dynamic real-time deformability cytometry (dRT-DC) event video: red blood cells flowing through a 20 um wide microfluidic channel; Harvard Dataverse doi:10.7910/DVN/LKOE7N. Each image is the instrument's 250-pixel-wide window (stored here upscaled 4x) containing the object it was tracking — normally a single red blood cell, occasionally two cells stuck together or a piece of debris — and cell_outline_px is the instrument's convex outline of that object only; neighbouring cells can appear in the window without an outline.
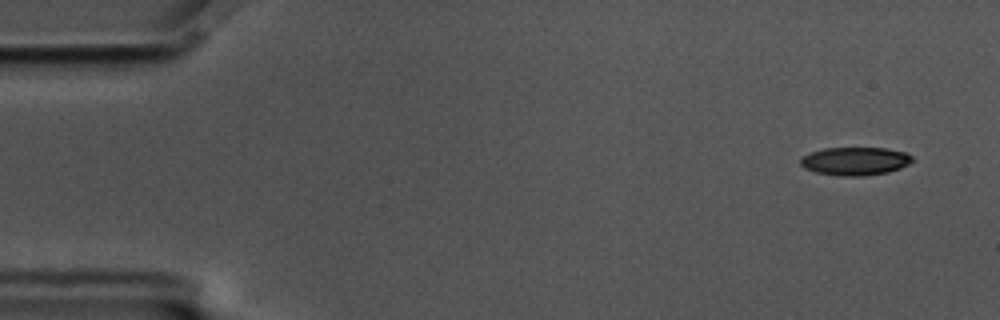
{"species": "common noctule bat (a hibernating species)", "species_latin": "Nyctalus noctula", "temperature_condition": "cold", "stored_images_in_passage": 55, "camera_frame_rate_fps": 3000, "um_per_image_px": 0.085, "animal": {"sex": "male", "body_mass_g": 17.5, "forearm_length_mm": 52.3}, "frame": {"image": 1, "passage_image": 1, "time_ms": 0.0, "image_size_px": [1000, 320], "cell_outline_px": [[916, 160], [900, 168], [888, 172], [864, 176], [840, 176], [816, 172], [804, 168], [800, 164], [800, 156], [824, 148], [884, 148], [904, 152], [912, 156]], "centroid_in_image_um": [72.68, 13.7], "position_along_channel_um": 12.3, "area_um2": 18.44}}
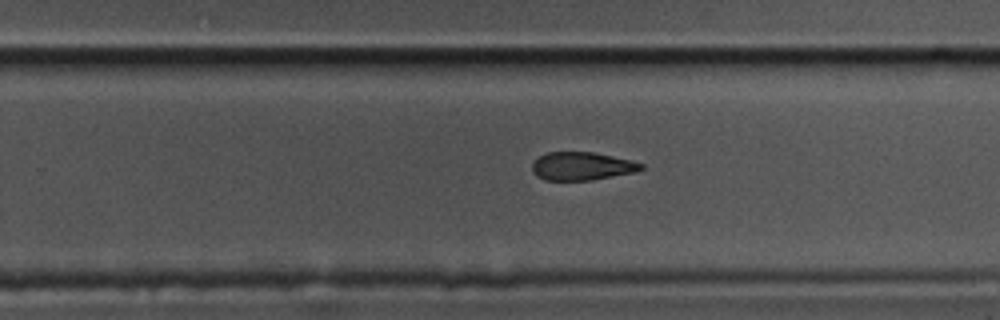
{"frame": {"image": 2, "passage_image": 34, "time_ms": 11.0, "image_size_px": [1000, 320], "cell_outline_px": [[644, 168], [636, 172], [592, 180], [544, 180], [536, 176], [532, 172], [532, 164], [540, 156], [548, 152], [592, 152], [612, 156], [644, 164]], "centroid_in_image_um": [49.45, 14.13], "position_along_channel_um": 280.4, "area_um2": 17.8}}
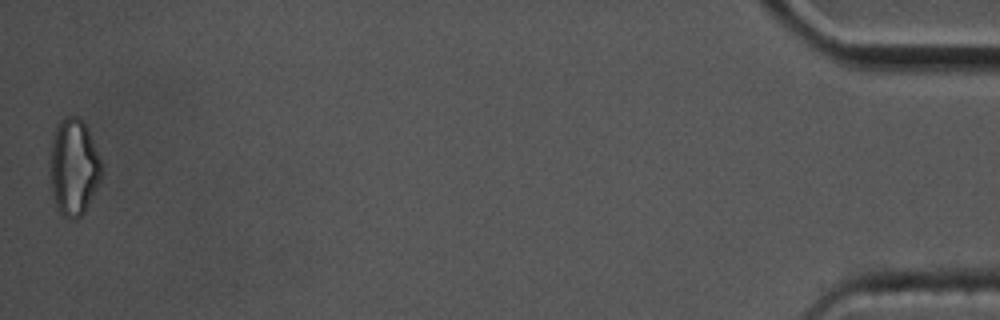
{"frame": {"image": 3, "passage_image": 55, "time_ms": 18.0, "image_size_px": [1000, 320], "cell_outline_px": [[100, 180], [84, 212], [80, 216], [72, 220], [64, 216], [56, 208], [48, 176], [48, 152], [56, 124], [64, 116], [76, 116], [84, 124], [100, 156]], "centroid_in_image_um": [6.19, 14.2], "position_along_channel_um": 429.0, "area_um2": 29.3}, "authors_computed_cell_mechanics": {"area_um2": 19.7098, "velocity_mm_per_s": 3.4801, "shape_relaxation_time_tau1_ms": null, "shape_relaxation_time_tau2_ms": 8.4503, "deformation_change_tau1": null, "deformation_change_tau2": 0.1908}}